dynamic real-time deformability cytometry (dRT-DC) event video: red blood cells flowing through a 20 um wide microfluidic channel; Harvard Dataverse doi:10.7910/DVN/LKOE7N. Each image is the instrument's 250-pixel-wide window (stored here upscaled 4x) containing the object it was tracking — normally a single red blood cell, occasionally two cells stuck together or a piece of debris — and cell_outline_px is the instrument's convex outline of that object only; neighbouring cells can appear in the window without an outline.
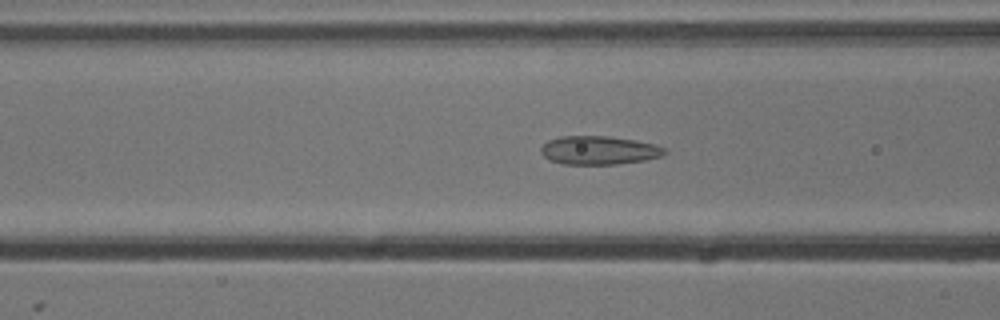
{"species": "common noctule bat (a hibernating species)", "species_latin": "Nyctalus noctula", "temperature_condition": "cold", "stored_images_in_passage": 41, "camera_frame_rate_fps": 3000, "um_per_image_px": 0.085, "animal": {"sex": "male", "body_mass_g": 13.3}, "frame": {"image": 1, "passage_image": 8, "time_ms": 2.333, "image_size_px": [1000, 320], "cell_outline_px": [[668, 152], [660, 156], [644, 160], [616, 164], [564, 164], [548, 160], [540, 152], [540, 148], [548, 140], [560, 136], [608, 136], [636, 140], [656, 144], [664, 148]], "centroid_in_image_um": [50.89, 12.77], "position_along_channel_um": 115.7, "area_um2": 20.63}}
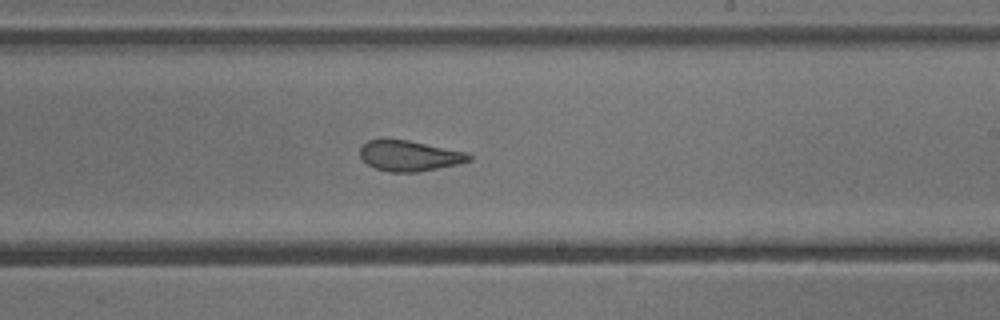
{"frame": {"image": 2, "passage_image": 19, "time_ms": 6.0, "image_size_px": [1000, 320], "cell_outline_px": [[472, 160], [456, 164], [416, 172], [388, 172], [376, 168], [368, 164], [360, 156], [360, 148], [368, 140], [408, 140], [464, 152], [472, 156]], "centroid_in_image_um": [34.78, 13.25], "position_along_channel_um": 254.2, "area_um2": 18.9}}
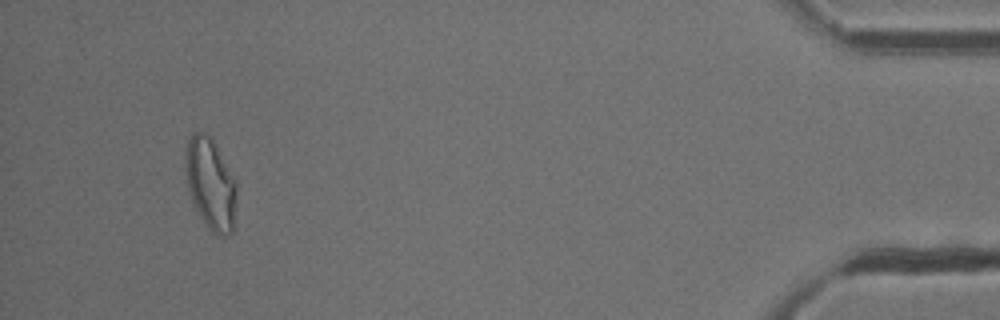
{"frame": {"image": 3, "passage_image": 38, "time_ms": 12.333, "image_size_px": [1000, 320], "cell_outline_px": [[236, 192], [232, 232], [228, 236], [216, 236], [204, 224], [192, 200], [188, 188], [184, 160], [184, 152], [188, 140], [192, 132], [204, 132], [212, 136], [236, 180]], "centroid_in_image_um": [17.89, 15.59], "position_along_channel_um": 417.3, "area_um2": 27.57}, "authors_computed_cell_mechanics": {"area_um2": 20.8658, "velocity_mm_per_s": 3.7827, "shape_relaxation_time_tau1_ms": null, "shape_relaxation_time_tau2_ms": 1.316, "deformation_change_tau1": null, "deformation_change_tau2": 0.078}}